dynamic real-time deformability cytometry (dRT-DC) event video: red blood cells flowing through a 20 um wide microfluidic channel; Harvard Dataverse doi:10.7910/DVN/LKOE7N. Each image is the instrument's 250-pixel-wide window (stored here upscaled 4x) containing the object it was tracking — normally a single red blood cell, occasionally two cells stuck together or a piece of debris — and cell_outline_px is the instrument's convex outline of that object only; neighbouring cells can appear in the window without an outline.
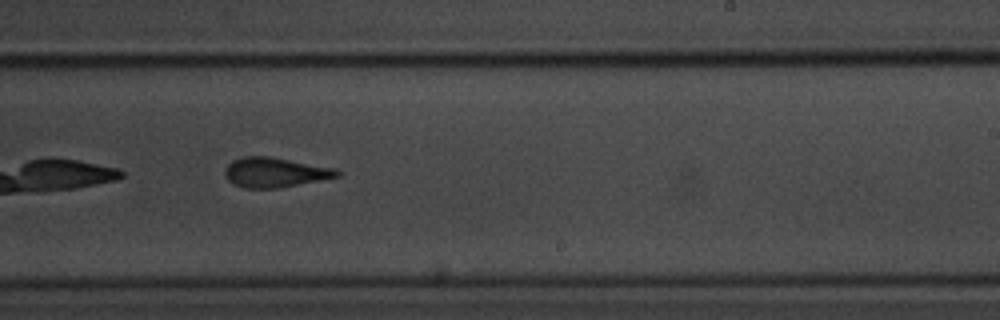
{"species": "common noctule bat (a hibernating species)", "species_latin": "Nyctalus noctula", "temperature_condition": "room temperature", "stored_images_in_passage": 30, "camera_frame_rate_fps": 3000, "um_per_image_px": 0.085, "animal": {"sex": "male", "body_mass_g": 20.1, "forearm_length_mm": 53.5}, "frame": {"image": 1, "passage_image": 26, "time_ms": 8.333, "image_size_px": [1000, 320], "cell_outline_px": [[340, 176], [280, 188], [244, 188], [232, 184], [224, 176], [224, 172], [228, 164], [232, 160], [240, 156], [272, 156], [336, 168], [340, 172]], "centroid_in_image_um": [23.35, 14.64], "position_along_channel_um": 265.7, "area_um2": 19.77}}